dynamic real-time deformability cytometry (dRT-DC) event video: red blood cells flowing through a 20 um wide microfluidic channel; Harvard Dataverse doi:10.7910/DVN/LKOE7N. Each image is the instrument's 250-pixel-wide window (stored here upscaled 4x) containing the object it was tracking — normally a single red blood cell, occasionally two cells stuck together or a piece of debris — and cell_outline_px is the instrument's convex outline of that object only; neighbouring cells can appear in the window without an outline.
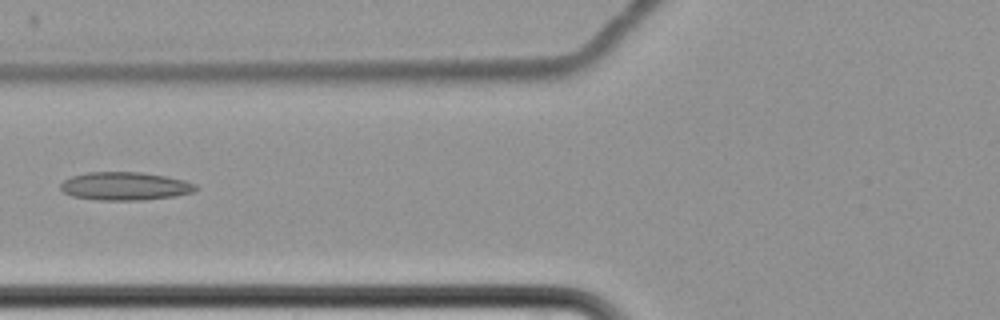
{"species": "common noctule bat (a hibernating species)", "species_latin": "Nyctalus noctula", "temperature_condition": "cold", "stored_images_in_passage": 8, "camera_frame_rate_fps": 3000, "um_per_image_px": 0.085, "animal": {"sex": "female", "body_mass_g": 22.7, "forearm_length_mm": 54.2}, "frame": {"image": 1, "passage_image": 8, "time_ms": 9.333, "image_size_px": [1000, 320], "cell_outline_px": [[200, 188], [192, 192], [176, 196], [144, 200], [96, 200], [72, 196], [64, 192], [60, 188], [60, 184], [64, 180], [72, 176], [88, 172], [140, 172], [164, 176], [184, 180], [196, 184]], "centroid_in_image_um": [10.64, 15.83], "position_along_channel_um": 115.2, "area_um2": 22.25}}